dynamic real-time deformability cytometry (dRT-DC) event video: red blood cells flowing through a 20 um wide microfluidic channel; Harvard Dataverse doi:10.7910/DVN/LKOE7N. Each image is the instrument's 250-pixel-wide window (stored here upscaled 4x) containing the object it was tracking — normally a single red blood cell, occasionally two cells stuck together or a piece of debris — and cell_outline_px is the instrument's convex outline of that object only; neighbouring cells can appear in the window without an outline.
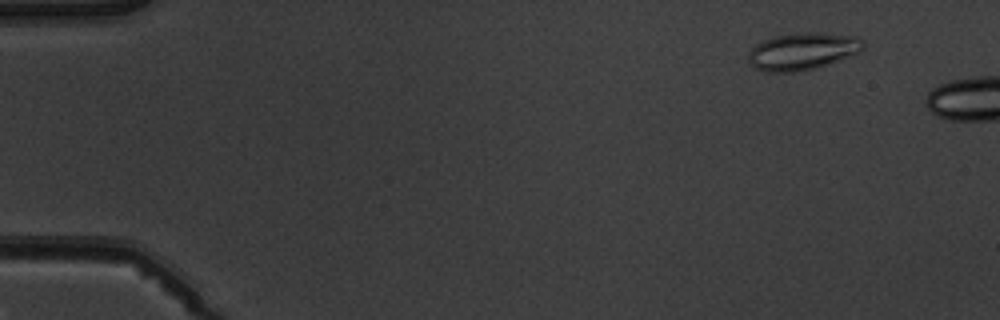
{"species": "common noctule bat (a hibernating species)", "species_latin": "Nyctalus noctula", "temperature_condition": "warm", "stored_images_in_passage": 4, "camera_frame_rate_fps": 3000, "um_per_image_px": 0.085, "animal": {"sex": "male", "body_mass_g": 19.5, "forearm_length_mm": 54.6}, "frame": {"image": 1, "passage_image": 2, "time_ms": 1.333, "image_size_px": [1000, 320], "cell_outline_px": [[864, 48], [860, 52], [812, 68], [792, 72], [768, 72], [756, 68], [748, 60], [748, 52], [756, 44], [764, 40], [776, 36], [800, 32], [824, 32], [856, 36], [864, 40]], "centroid_in_image_um": [68.22, 4.33], "position_along_channel_um": 16.8, "area_um2": 24.62}}